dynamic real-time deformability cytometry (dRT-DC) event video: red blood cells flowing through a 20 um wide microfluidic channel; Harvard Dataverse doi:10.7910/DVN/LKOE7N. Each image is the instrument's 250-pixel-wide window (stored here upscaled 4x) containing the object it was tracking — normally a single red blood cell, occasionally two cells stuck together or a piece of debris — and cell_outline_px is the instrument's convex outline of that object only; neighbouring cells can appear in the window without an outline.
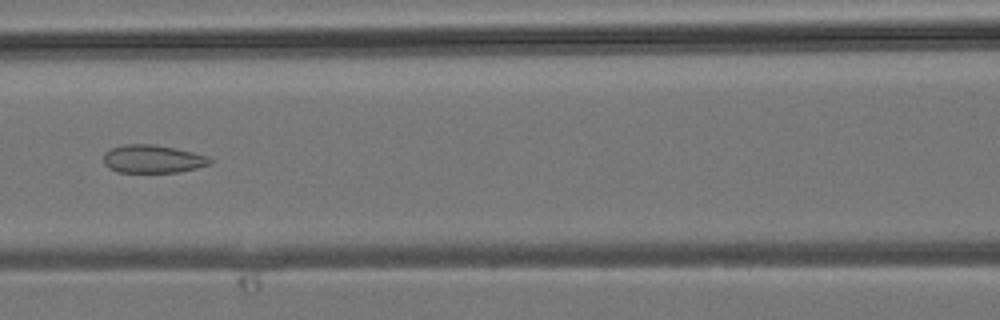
{"species": "common noctule bat (a hibernating species)", "species_latin": "Nyctalus noctula", "temperature_condition": "room temperature", "stored_images_in_passage": 31, "camera_frame_rate_fps": 3000, "um_per_image_px": 0.085, "animal": {"sex": "male", "body_mass_g": 19.2, "forearm_length_mm": 51.8}, "frame": {"image": 1, "passage_image": 8, "time_ms": 2.333, "image_size_px": [1000, 320], "cell_outline_px": [[212, 160], [208, 164], [196, 168], [180, 172], [116, 172], [108, 168], [104, 164], [104, 152], [112, 148], [124, 144], [152, 144], [192, 152], [208, 156]], "centroid_in_image_um": [12.93, 13.52], "position_along_channel_um": 153.7, "area_um2": 17.28}}
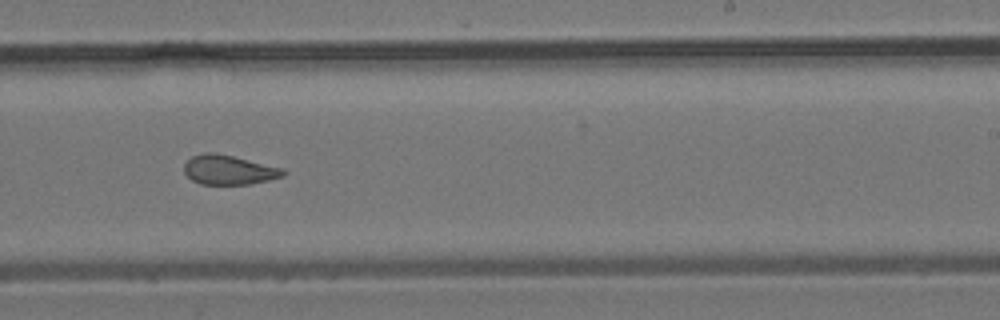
{"frame": {"image": 2, "passage_image": 15, "time_ms": 4.667, "image_size_px": [1000, 320], "cell_outline_px": [[288, 172], [284, 176], [252, 184], [200, 184], [192, 180], [184, 172], [184, 164], [192, 156], [204, 152], [216, 152], [284, 168]], "centroid_in_image_um": [19.48, 14.43], "position_along_channel_um": 269.5, "area_um2": 17.17}}
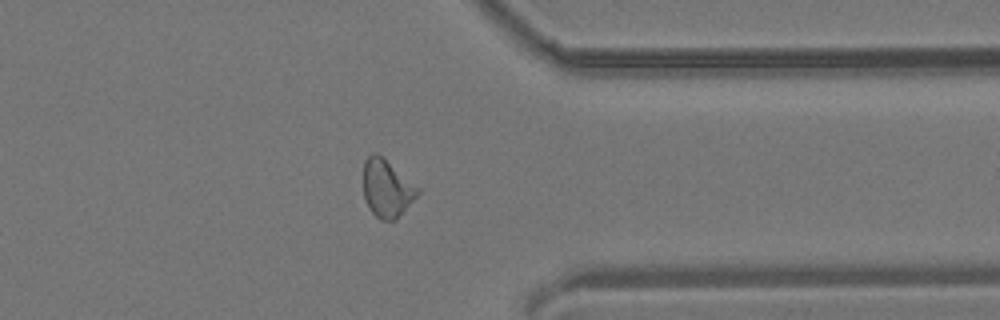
{"frame": {"image": 3, "passage_image": 22, "time_ms": 7.0, "image_size_px": [1000, 320], "cell_outline_px": [[420, 192], [396, 220], [380, 220], [368, 208], [364, 196], [364, 160], [372, 152], [376, 152], [420, 188]], "centroid_in_image_um": [32.87, 16.02], "position_along_channel_um": 378.5, "area_um2": 18.09}}